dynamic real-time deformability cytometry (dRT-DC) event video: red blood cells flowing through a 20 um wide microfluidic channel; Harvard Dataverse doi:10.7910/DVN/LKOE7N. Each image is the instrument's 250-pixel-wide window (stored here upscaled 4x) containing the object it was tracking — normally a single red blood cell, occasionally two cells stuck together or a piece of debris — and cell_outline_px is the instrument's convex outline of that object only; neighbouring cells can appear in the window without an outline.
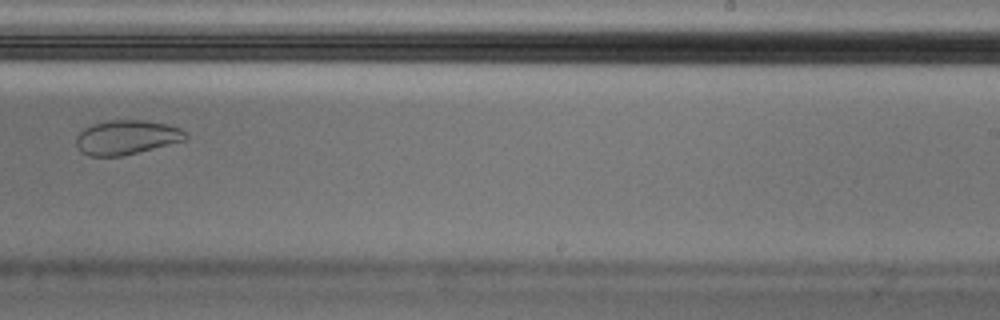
{"species": "Egyptian fruit bat (a non-hibernating species)", "species_latin": "Rousettus aegyptiacus", "temperature_condition": "cold", "stored_images_in_passage": 10, "camera_frame_rate_fps": 3000, "um_per_image_px": 0.085, "animal": {"sex": "male"}, "frame": {"image": 1, "passage_image": 9, "time_ms": 2.667, "image_size_px": [1000, 320], "cell_outline_px": [[188, 136], [184, 140], [120, 156], [88, 156], [80, 152], [76, 148], [76, 136], [84, 128], [92, 124], [108, 120], [140, 120], [168, 124], [180, 128]], "centroid_in_image_um": [10.69, 11.67], "position_along_channel_um": 278.3, "area_um2": 21.73}}